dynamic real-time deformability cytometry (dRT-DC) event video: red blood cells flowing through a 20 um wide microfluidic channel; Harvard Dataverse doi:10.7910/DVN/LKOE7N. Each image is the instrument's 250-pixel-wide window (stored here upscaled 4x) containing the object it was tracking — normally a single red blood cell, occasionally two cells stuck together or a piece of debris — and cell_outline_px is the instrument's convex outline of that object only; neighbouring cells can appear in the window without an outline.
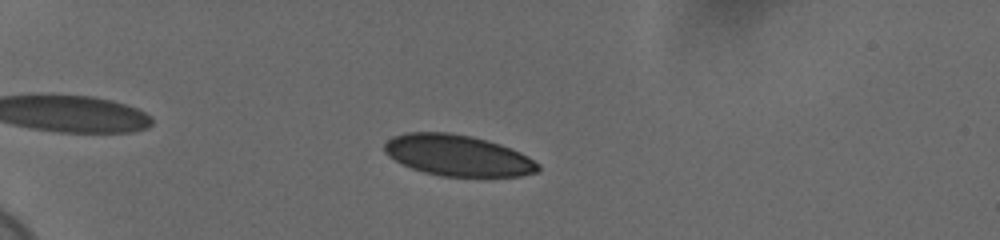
{"species": "human", "species_latin": "Homo sapiens", "temperature_condition": "cold", "stored_images_in_passage": 45, "camera_frame_rate_fps": 3000, "um_per_image_px": 0.085, "donor": {"sex": "female"}, "frame": {"image": 1, "passage_image": 12, "time_ms": 3.667, "image_size_px": [1000, 240], "cell_outline_px": [[540, 168], [536, 172], [520, 176], [440, 176], [424, 172], [412, 168], [388, 156], [384, 152], [384, 144], [392, 136], [408, 132], [448, 132], [472, 136], [500, 144], [520, 152], [528, 156], [540, 164]], "centroid_in_image_um": [38.91, 13.2], "position_along_channel_um": 46.1, "area_um2": 36.7}}
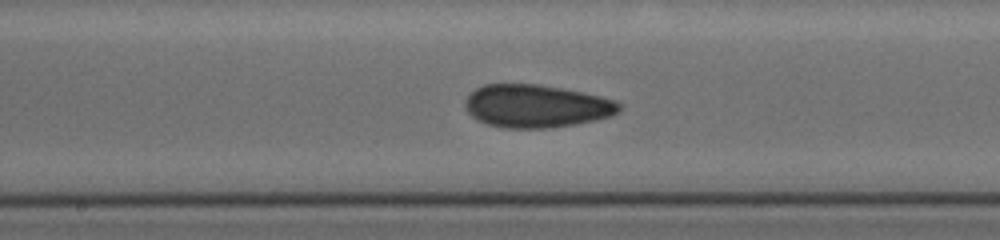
{"frame": {"image": 2, "passage_image": 29, "time_ms": 9.333, "image_size_px": [1000, 240], "cell_outline_px": [[620, 112], [612, 116], [596, 120], [576, 124], [548, 128], [504, 128], [488, 124], [472, 116], [468, 112], [464, 104], [464, 100], [476, 88], [484, 84], [536, 84], [560, 88], [600, 96], [616, 100], [620, 104]], "centroid_in_image_um": [45.6, 9.02], "position_along_channel_um": 202.6, "area_um2": 38.44}}
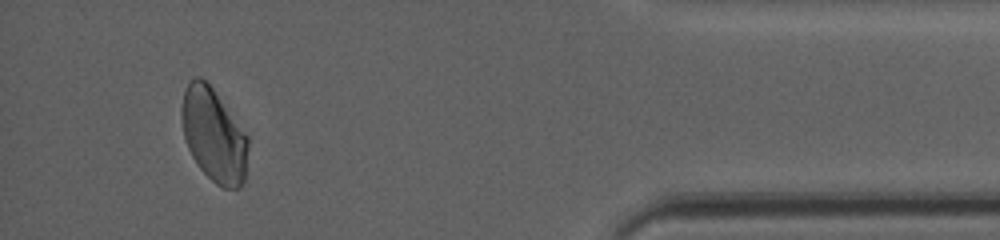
{"frame": {"image": 3, "passage_image": 44, "time_ms": 14.333, "image_size_px": [1000, 240], "cell_outline_px": [[248, 144], [244, 180], [240, 188], [224, 188], [216, 184], [196, 164], [188, 148], [184, 136], [180, 116], [180, 108], [184, 92], [188, 84], [196, 76], [200, 76], [212, 88], [248, 136]], "centroid_in_image_um": [18.15, 11.5], "position_along_channel_um": 417.1, "area_um2": 35.89}, "authors_computed_cell_mechanics": {"area_um2": 37.2232, "velocity_mm_per_s": 3.6805, "shape_relaxation_time_tau1_ms": null, "shape_relaxation_time_tau2_ms": 3.3128, "deformation_change_tau1": null, "deformation_change_tau2": 0.0695}}